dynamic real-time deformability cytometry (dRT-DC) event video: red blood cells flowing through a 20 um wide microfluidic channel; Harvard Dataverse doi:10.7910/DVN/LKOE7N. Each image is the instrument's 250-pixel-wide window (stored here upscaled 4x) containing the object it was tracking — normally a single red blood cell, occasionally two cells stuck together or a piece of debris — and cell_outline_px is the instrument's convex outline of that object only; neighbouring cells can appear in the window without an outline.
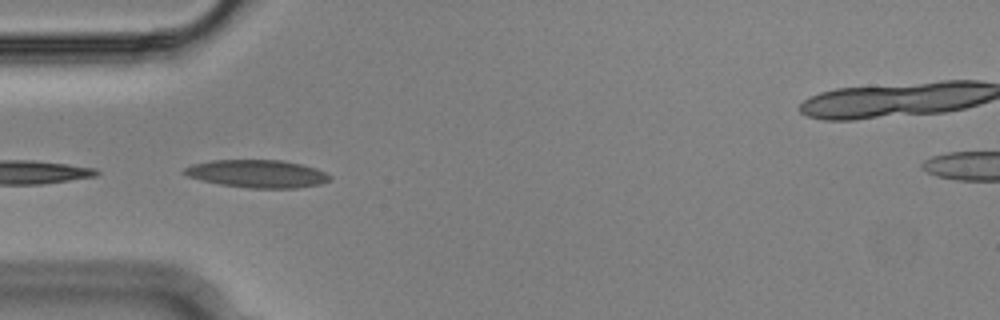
{"species": "Egyptian fruit bat (a non-hibernating species)", "species_latin": "Rousettus aegyptiacus", "temperature_condition": "cold", "stored_images_in_passage": 52, "camera_frame_rate_fps": 3000, "um_per_image_px": 0.085, "animal": {"sex": "male"}, "frame": {"image": 1, "passage_image": 16, "time_ms": 5.0, "image_size_px": [1000, 320], "cell_outline_px": [[332, 180], [320, 184], [296, 188], [248, 188], [220, 184], [200, 180], [188, 176], [180, 172], [184, 168], [192, 164], [212, 160], [280, 160], [300, 164], [316, 168], [332, 176]], "centroid_in_image_um": [21.86, 14.77], "position_along_channel_um": 63.1, "area_um2": 23.64}}